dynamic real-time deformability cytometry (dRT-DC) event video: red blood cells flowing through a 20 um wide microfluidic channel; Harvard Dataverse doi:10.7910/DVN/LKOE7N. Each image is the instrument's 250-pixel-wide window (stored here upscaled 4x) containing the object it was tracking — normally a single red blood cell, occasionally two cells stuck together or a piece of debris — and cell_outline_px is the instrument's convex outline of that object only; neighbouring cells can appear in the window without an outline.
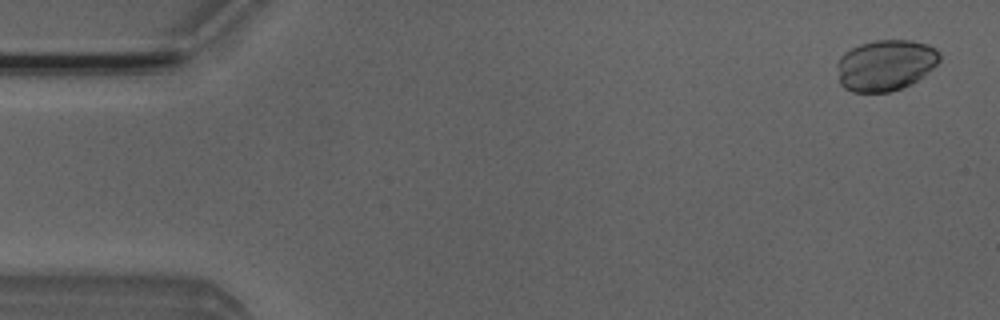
{"species": "Egyptian fruit bat (a non-hibernating species)", "species_latin": "Rousettus aegyptiacus", "temperature_condition": "room temperature", "stored_images_in_passage": 51, "camera_frame_rate_fps": 3000, "um_per_image_px": 0.085, "animal": {"sex": "male"}, "frame": {"image": 1, "passage_image": 2, "time_ms": 0.333, "image_size_px": [1000, 320], "cell_outline_px": [[940, 60], [932, 68], [916, 80], [900, 88], [888, 92], [852, 92], [844, 88], [840, 84], [836, 64], [840, 56], [844, 52], [860, 44], [876, 40], [912, 40], [928, 44], [936, 48], [940, 52]], "centroid_in_image_um": [75.24, 5.52], "position_along_channel_um": 9.8, "area_um2": 30.46}}
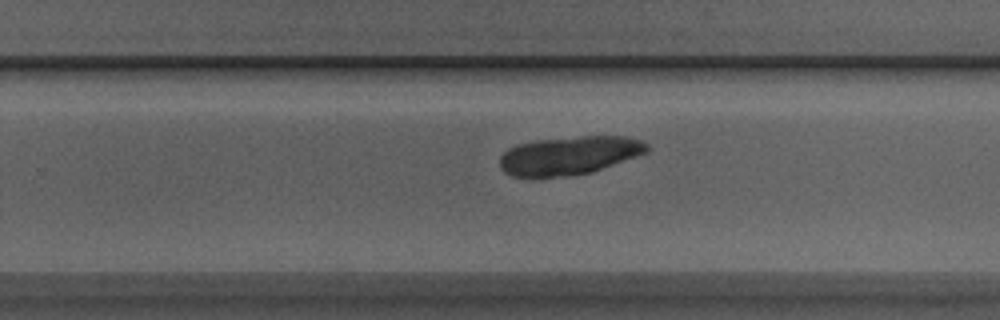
{"frame": {"image": 2, "passage_image": 32, "time_ms": 10.333, "image_size_px": [1000, 320], "cell_outline_px": [[652, 148], [648, 152], [592, 172], [572, 176], [540, 180], [532, 180], [512, 176], [504, 172], [500, 168], [500, 156], [508, 148], [516, 144], [536, 140], [584, 136], [624, 136], [640, 140], [648, 144]], "centroid_in_image_um": [48.33, 13.26], "position_along_channel_um": 281.5, "area_um2": 33.99}}
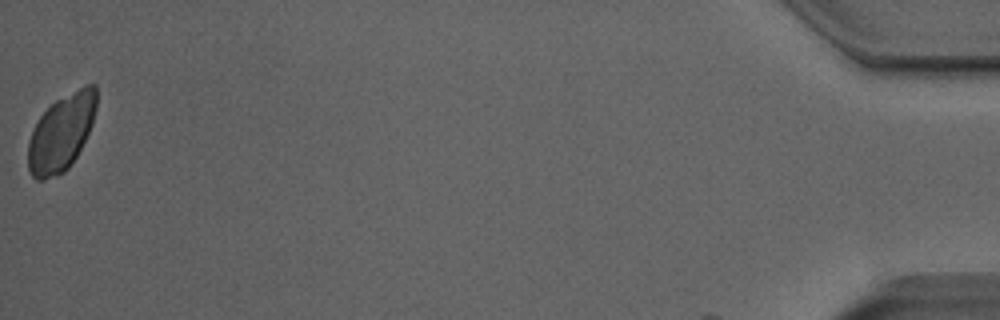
{"frame": {"image": 3, "passage_image": 51, "time_ms": 16.667, "image_size_px": [1000, 320], "cell_outline_px": [[96, 108], [92, 124], [76, 156], [68, 168], [64, 172], [56, 176], [44, 180], [36, 180], [32, 176], [28, 168], [28, 140], [40, 116], [56, 100], [84, 84], [96, 84]], "centroid_in_image_um": [5.21, 11.28], "position_along_channel_um": 430.0, "area_um2": 30.35}}